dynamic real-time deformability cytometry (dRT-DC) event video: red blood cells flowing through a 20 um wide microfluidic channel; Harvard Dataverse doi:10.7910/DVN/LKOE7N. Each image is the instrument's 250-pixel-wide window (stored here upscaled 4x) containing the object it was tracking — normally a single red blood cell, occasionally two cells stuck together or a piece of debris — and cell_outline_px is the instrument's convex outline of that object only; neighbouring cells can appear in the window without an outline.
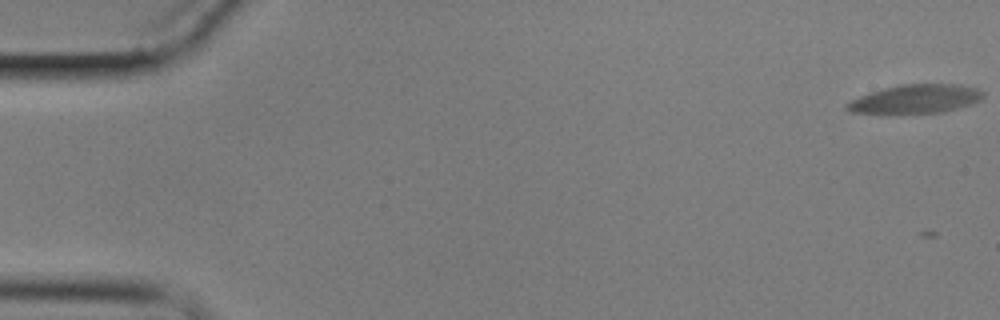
{"species": "common noctule bat (a hibernating species)", "species_latin": "Nyctalus noctula", "temperature_condition": "cold", "stored_images_in_passage": 17, "camera_frame_rate_fps": 3000, "um_per_image_px": 0.085, "animal": {"sex": "male", "body_mass_g": 17.9}, "frame": {"image": 1, "passage_image": 1, "time_ms": 0.0, "image_size_px": [1000, 320], "cell_outline_px": [[984, 96], [980, 100], [972, 104], [944, 112], [880, 116], [852, 112], [844, 108], [844, 104], [860, 96], [884, 88], [900, 84], [960, 84], [976, 88], [984, 92]], "centroid_in_image_um": [77.77, 8.46], "position_along_channel_um": 7.2, "area_um2": 23.7}}
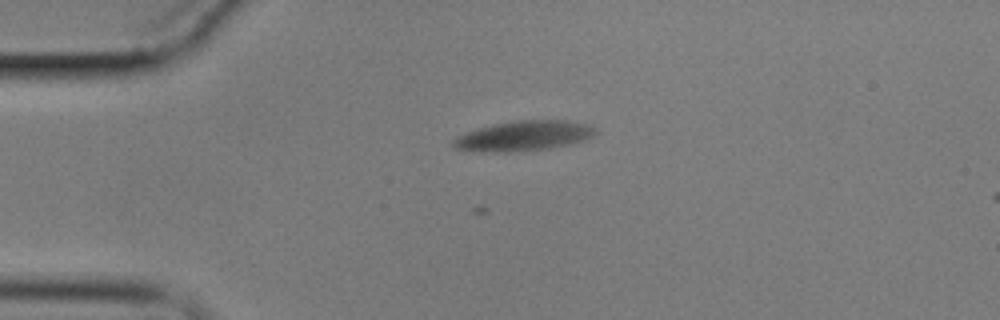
{"frame": {"image": 2, "passage_image": 17, "time_ms": 5.333, "image_size_px": [1000, 320], "cell_outline_px": [[596, 132], [592, 136], [584, 140], [572, 144], [552, 148], [508, 152], [480, 152], [456, 148], [452, 144], [452, 140], [468, 132], [480, 128], [496, 124], [516, 120], [568, 120], [588, 124], [596, 128]], "centroid_in_image_um": [44.57, 11.55], "position_along_channel_um": 40.4, "area_um2": 24.74}}